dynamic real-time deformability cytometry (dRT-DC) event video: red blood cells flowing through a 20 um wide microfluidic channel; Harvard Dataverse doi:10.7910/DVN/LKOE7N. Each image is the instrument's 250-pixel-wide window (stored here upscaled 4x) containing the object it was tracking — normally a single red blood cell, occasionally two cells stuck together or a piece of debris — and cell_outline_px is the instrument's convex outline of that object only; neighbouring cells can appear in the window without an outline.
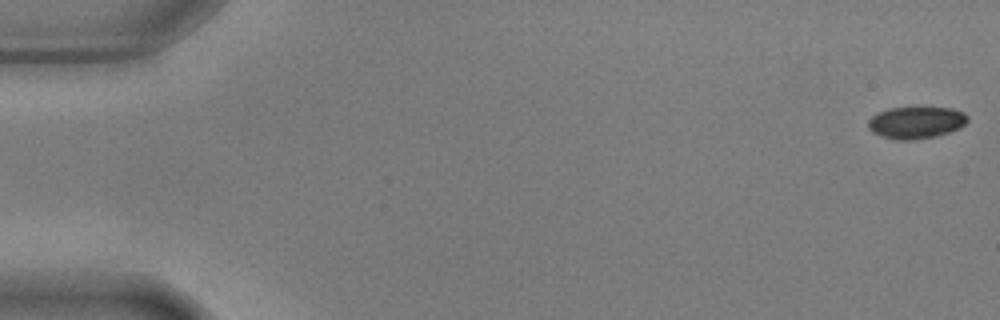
{"species": "common noctule bat (a hibernating species)", "species_latin": "Nyctalus noctula", "temperature_condition": "warm", "stored_images_in_passage": 56, "camera_frame_rate_fps": 3000, "um_per_image_px": 0.085, "animal": {"sex": "male", "body_mass_g": 17.9, "forearm_length_mm": 54.2}, "frame": {"image": 1, "passage_image": 1, "time_ms": 0.0, "image_size_px": [1000, 320], "cell_outline_px": [[968, 120], [960, 128], [936, 136], [912, 140], [896, 140], [872, 132], [868, 128], [868, 120], [872, 116], [888, 108], [952, 108], [964, 112], [968, 116]], "centroid_in_image_um": [77.88, 10.42], "position_along_channel_um": 7.1, "area_um2": 18.38}}
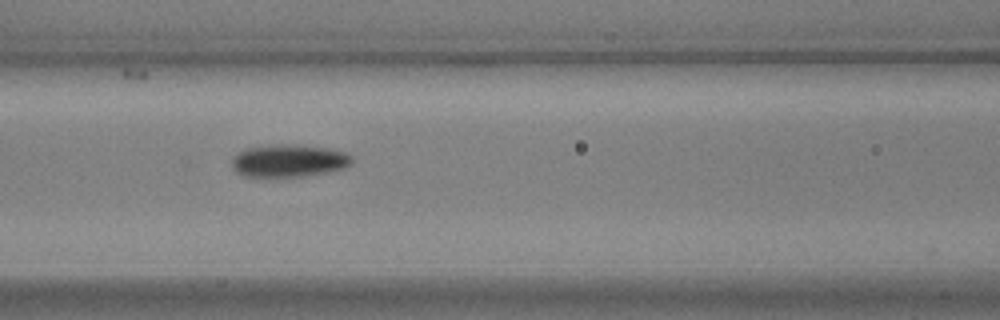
{"frame": {"image": 2, "passage_image": 24, "time_ms": 7.667, "image_size_px": [1000, 320], "cell_outline_px": [[352, 164], [344, 168], [304, 176], [244, 176], [236, 172], [232, 168], [232, 156], [248, 148], [280, 144], [296, 144], [324, 148], [344, 152], [352, 156]], "centroid_in_image_um": [24.54, 13.66], "position_along_channel_um": 142.1, "area_um2": 22.48}}
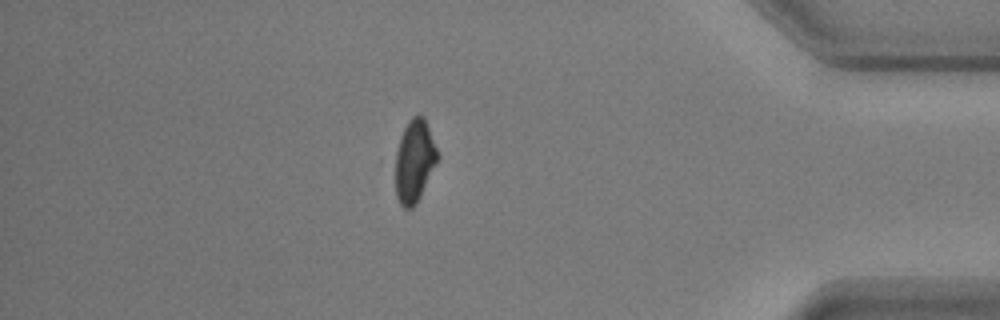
{"frame": {"image": 3, "passage_image": 48, "time_ms": 15.667, "image_size_px": [1000, 320], "cell_outline_px": [[440, 156], [416, 204], [412, 208], [404, 208], [400, 204], [396, 196], [396, 152], [400, 136], [404, 128], [412, 116], [424, 116]], "centroid_in_image_um": [35.23, 13.68], "position_along_channel_um": 400.0, "area_um2": 20.11}}